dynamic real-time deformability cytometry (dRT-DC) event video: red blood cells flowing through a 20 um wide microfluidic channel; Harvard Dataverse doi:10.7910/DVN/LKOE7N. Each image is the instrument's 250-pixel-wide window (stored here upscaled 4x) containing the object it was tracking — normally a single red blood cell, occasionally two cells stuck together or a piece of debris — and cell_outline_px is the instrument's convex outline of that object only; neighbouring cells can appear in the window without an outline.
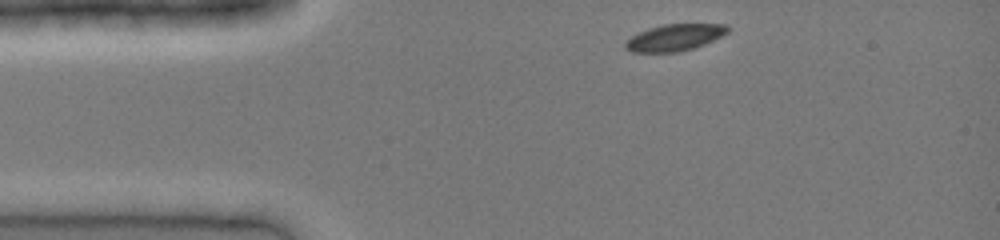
{"species": "common noctule bat (a hibernating species)", "species_latin": "Nyctalus noctula", "temperature_condition": "cold", "stored_images_in_passage": 5, "camera_frame_rate_fps": 3000, "um_per_image_px": 0.085, "animal": {"sex": "female", "body_mass_g": 19.0, "forearm_length_mm": 51.5}, "frame": {"image": 1, "passage_image": 1, "time_ms": 0.0, "image_size_px": [1000, 240], "cell_outline_px": [[728, 32], [704, 44], [680, 52], [632, 52], [624, 48], [624, 44], [632, 36], [648, 28], [664, 24], [728, 24]], "centroid_in_image_um": [57.33, 3.19], "position_along_channel_um": 27.7, "area_um2": 15.72}}
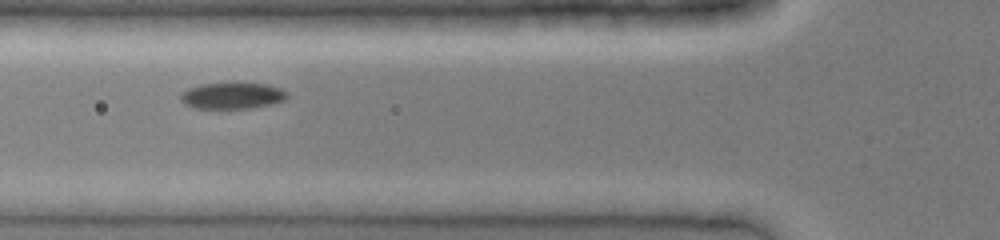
{"frame": {"image": 2, "passage_image": 4, "time_ms": 1.0, "image_size_px": [1000, 240], "cell_outline_px": [[288, 96], [284, 100], [272, 104], [252, 108], [196, 108], [184, 104], [180, 100], [180, 92], [188, 88], [200, 84], [264, 84], [280, 88], [288, 92]], "centroid_in_image_um": [19.72, 8.15], "position_along_channel_um": 106.1, "area_um2": 16.18}}
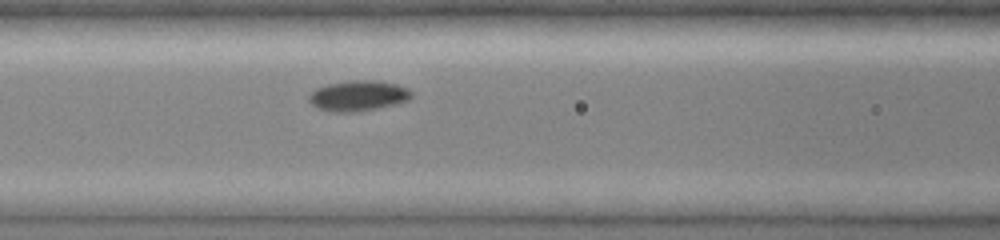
{"frame": {"image": 3, "passage_image": 5, "time_ms": 1.333, "image_size_px": [1000, 240], "cell_outline_px": [[412, 96], [408, 100], [376, 108], [356, 112], [332, 112], [316, 108], [308, 100], [308, 96], [316, 88], [328, 84], [352, 80], [372, 80], [396, 84], [408, 88], [412, 92]], "centroid_in_image_um": [30.41, 8.14], "position_along_channel_um": 136.2, "area_um2": 18.09}}